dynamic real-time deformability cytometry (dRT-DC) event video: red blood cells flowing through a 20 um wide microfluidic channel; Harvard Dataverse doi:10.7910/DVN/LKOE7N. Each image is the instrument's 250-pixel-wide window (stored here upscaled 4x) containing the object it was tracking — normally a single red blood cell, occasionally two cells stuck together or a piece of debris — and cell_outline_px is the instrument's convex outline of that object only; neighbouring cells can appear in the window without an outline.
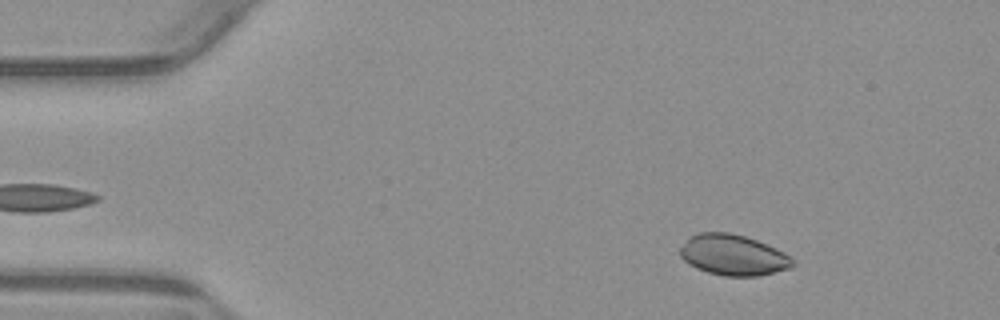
{"species": "common noctule bat (a hibernating species)", "species_latin": "Nyctalus noctula", "temperature_condition": "warm", "stored_images_in_passage": 54, "camera_frame_rate_fps": 3000, "um_per_image_px": 0.085, "animal": {"sex": "male", "body_mass_g": 23.1, "forearm_length_mm": 52.7}, "frame": {"image": 1, "passage_image": 7, "time_ms": 2.0, "image_size_px": [1000, 320], "cell_outline_px": [[796, 264], [792, 268], [756, 276], [724, 276], [708, 272], [696, 268], [688, 264], [680, 256], [680, 248], [688, 236], [696, 232], [732, 232], [756, 240], [776, 248], [792, 256]], "centroid_in_image_um": [62.32, 21.67], "position_along_channel_um": 22.7, "area_um2": 27.05}}
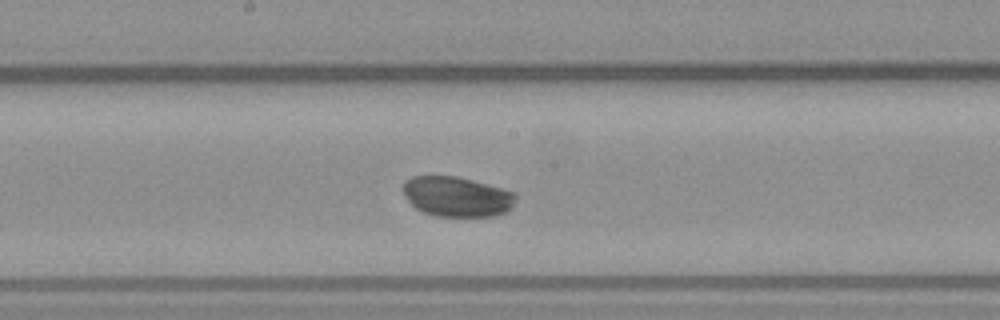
{"frame": {"image": 2, "passage_image": 28, "time_ms": 9.0, "image_size_px": [1000, 320], "cell_outline_px": [[516, 196], [512, 208], [496, 216], [436, 216], [424, 212], [416, 208], [408, 200], [400, 188], [404, 180], [412, 176], [456, 176], [472, 180], [516, 192]], "centroid_in_image_um": [38.81, 16.7], "position_along_channel_um": 209.4, "area_um2": 26.41}}
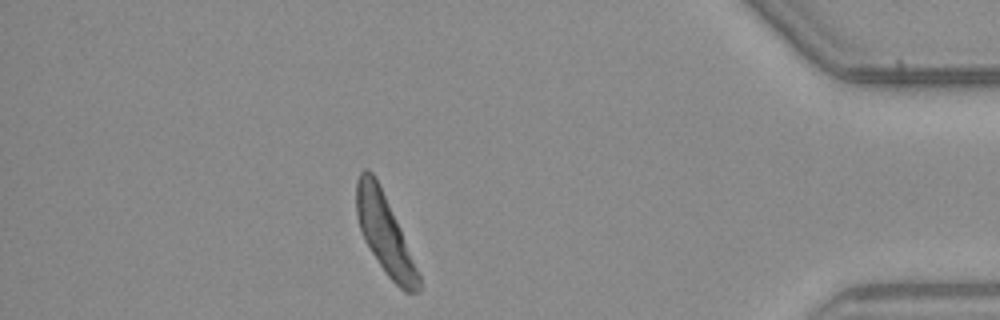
{"frame": {"image": 3, "passage_image": 47, "time_ms": 15.333, "image_size_px": [1000, 320], "cell_outline_px": [[420, 292], [404, 292], [388, 276], [364, 240], [360, 228], [356, 212], [356, 180], [360, 172], [364, 168], [368, 168], [372, 172], [380, 184], [420, 272]], "centroid_in_image_um": [32.7, 19.84], "position_along_channel_um": 402.5, "area_um2": 28.5}, "authors_computed_cell_mechanics": {"area_um2": 27.6862, "velocity_mm_per_s": 3.8052, "shape_relaxation_time_tau1_ms": 2.4287, "shape_relaxation_time_tau2_ms": null, "deformation_change_tau1": 0.1052, "deformation_change_tau2": null}}